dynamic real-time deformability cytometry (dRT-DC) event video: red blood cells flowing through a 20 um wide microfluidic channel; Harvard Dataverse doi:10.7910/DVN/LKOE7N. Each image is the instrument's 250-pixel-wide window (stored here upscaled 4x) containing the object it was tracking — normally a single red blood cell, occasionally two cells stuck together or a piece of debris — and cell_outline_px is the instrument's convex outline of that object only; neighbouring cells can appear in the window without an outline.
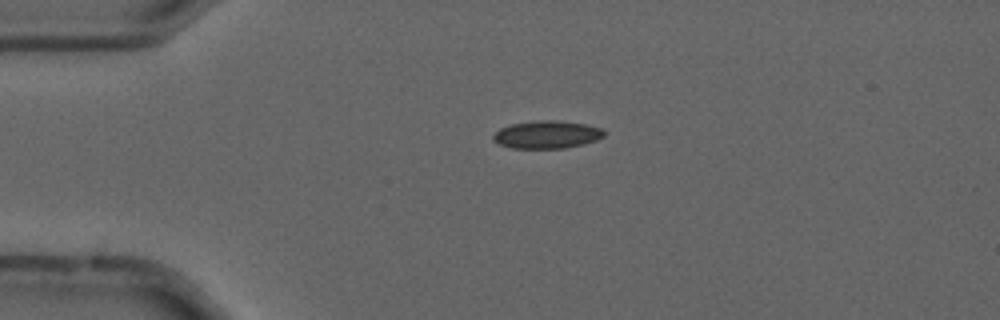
{"species": "common noctule bat (a hibernating species)", "species_latin": "Nyctalus noctula", "temperature_condition": "cold", "stored_images_in_passage": 48, "camera_frame_rate_fps": 3000, "um_per_image_px": 0.085, "animal": {"sex": "male", "forearm_length_mm": 52.5}, "frame": {"image": 1, "passage_image": 6, "time_ms": 1.667, "image_size_px": [1000, 320], "cell_outline_px": [[604, 136], [596, 140], [584, 144], [564, 148], [512, 148], [500, 144], [492, 140], [492, 136], [500, 128], [512, 124], [536, 120], [556, 120], [584, 124], [600, 128], [604, 132]], "centroid_in_image_um": [46.46, 11.44], "position_along_channel_um": 38.5, "area_um2": 17.8}}
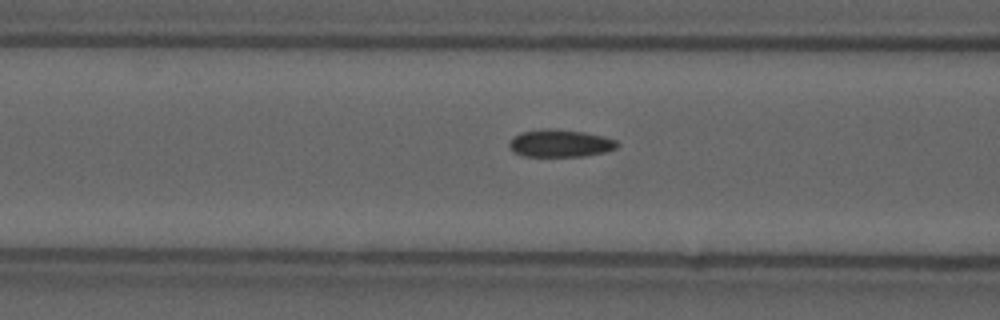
{"frame": {"image": 2, "passage_image": 15, "time_ms": 4.667, "image_size_px": [1000, 320], "cell_outline_px": [[620, 144], [616, 148], [604, 152], [584, 156], [524, 156], [512, 152], [508, 144], [512, 136], [520, 132], [544, 128], [556, 128], [584, 132], [604, 136], [616, 140]], "centroid_in_image_um": [47.58, 12.17], "position_along_channel_um": 119.0, "area_um2": 17.57}}
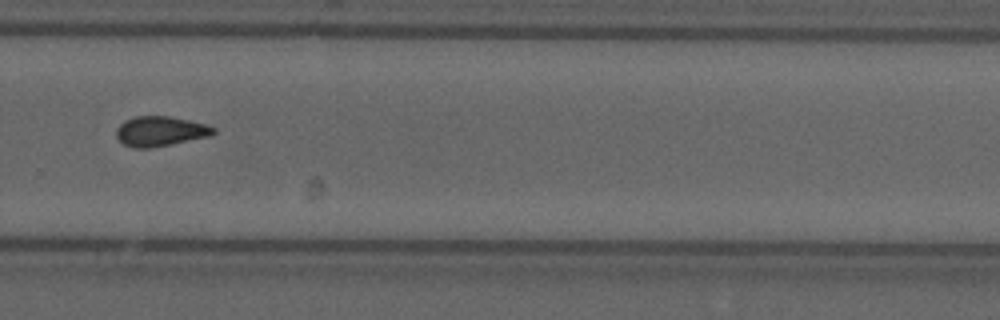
{"frame": {"image": 3, "passage_image": 31, "time_ms": 10.0, "image_size_px": [1000, 320], "cell_outline_px": [[216, 132], [212, 136], [152, 148], [132, 148], [124, 144], [116, 136], [116, 128], [124, 120], [136, 116], [168, 116], [208, 124], [216, 128]], "centroid_in_image_um": [13.65, 11.16], "position_along_channel_um": 316.1, "area_um2": 17.17}, "authors_computed_cell_mechanics": {"area_um2": 16.9065, "velocity_mm_per_s": 3.7087, "shape_relaxation_time_tau1_ms": null, "shape_relaxation_time_tau2_ms": 3.9038, "deformation_change_tau1": null, "deformation_change_tau2": 0.0887}}